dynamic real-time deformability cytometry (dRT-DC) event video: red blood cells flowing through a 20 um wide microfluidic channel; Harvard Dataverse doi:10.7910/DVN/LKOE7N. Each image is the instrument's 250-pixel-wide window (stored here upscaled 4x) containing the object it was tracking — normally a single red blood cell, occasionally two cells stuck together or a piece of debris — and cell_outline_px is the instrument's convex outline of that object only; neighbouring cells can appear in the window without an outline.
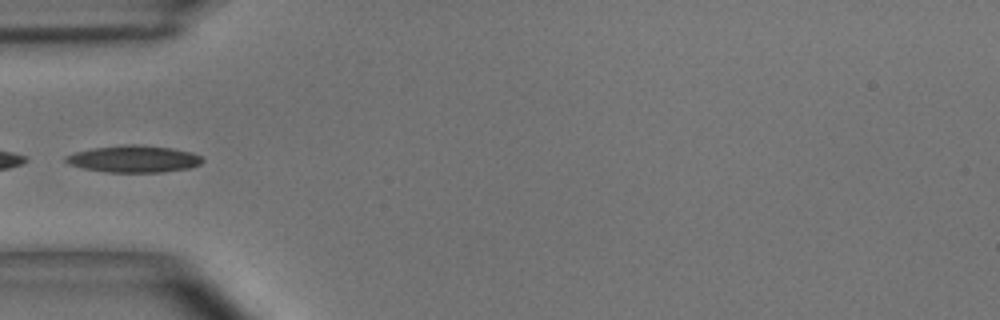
{"species": "common noctule bat (a hibernating species)", "species_latin": "Nyctalus noctula", "temperature_condition": "room temperature", "stored_images_in_passage": 36, "camera_frame_rate_fps": 3000, "um_per_image_px": 0.085, "animal": {"sex": "male", "body_mass_g": 15.6}, "frame": {"image": 1, "passage_image": 1, "time_ms": 0.0, "image_size_px": [1000, 320], "cell_outline_px": [[204, 160], [200, 164], [192, 168], [164, 172], [108, 172], [84, 168], [68, 164], [64, 160], [64, 156], [76, 152], [92, 148], [124, 144], [140, 144], [172, 148], [192, 152], [200, 156]], "centroid_in_image_um": [11.39, 13.5], "position_along_channel_um": 73.6, "area_um2": 21.62}}